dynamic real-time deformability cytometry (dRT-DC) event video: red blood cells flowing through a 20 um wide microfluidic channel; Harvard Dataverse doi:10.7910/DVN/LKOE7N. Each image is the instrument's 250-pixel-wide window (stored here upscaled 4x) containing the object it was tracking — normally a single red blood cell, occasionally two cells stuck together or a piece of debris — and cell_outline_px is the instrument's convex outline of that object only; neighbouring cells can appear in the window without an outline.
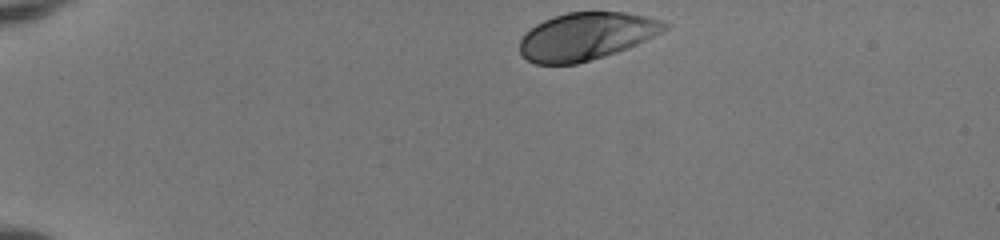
{"species": "human", "species_latin": "Homo sapiens", "temperature_condition": "room temperature", "stored_images_in_passage": 38, "camera_frame_rate_fps": 3000, "um_per_image_px": 0.085, "donor": {"sex": "female"}, "frame": {"image": 1, "passage_image": 1, "time_ms": 0.0, "image_size_px": [1000, 240], "cell_outline_px": [[668, 28], [628, 48], [604, 56], [576, 64], [536, 64], [528, 60], [520, 52], [520, 40], [524, 32], [528, 28], [552, 16], [568, 12], [624, 12], [644, 16], [660, 20], [668, 24]], "centroid_in_image_um": [49.77, 3.08], "position_along_channel_um": 35.2, "area_um2": 39.88}}
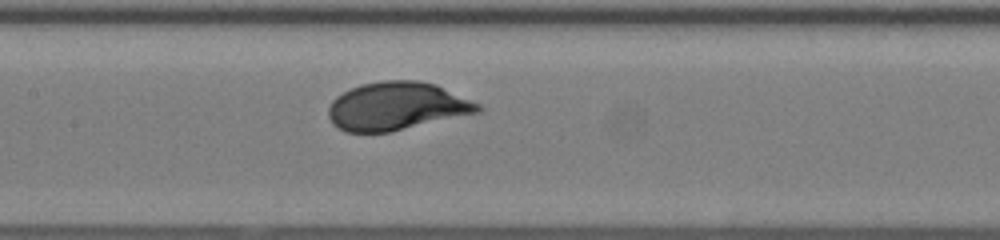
{"frame": {"image": 2, "passage_image": 17, "time_ms": 5.333, "image_size_px": [1000, 240], "cell_outline_px": [[484, 108], [480, 112], [392, 132], [344, 132], [332, 124], [328, 116], [328, 108], [332, 100], [336, 96], [360, 84], [384, 80], [420, 80], [436, 84], [480, 104]], "centroid_in_image_um": [33.72, 9.03], "position_along_channel_um": 173.7, "area_um2": 42.19}}
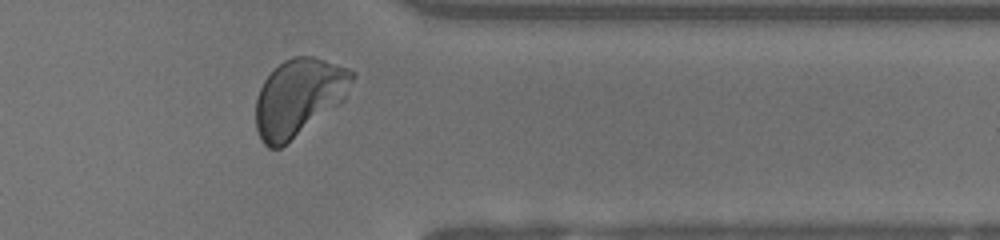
{"frame": {"image": 3, "passage_image": 33, "time_ms": 10.667, "image_size_px": [1000, 240], "cell_outline_px": [[356, 76], [352, 80], [280, 148], [268, 148], [260, 140], [256, 128], [256, 100], [260, 88], [264, 80], [284, 60], [292, 56], [312, 56], [348, 68], [356, 72]], "centroid_in_image_um": [25.2, 8.19], "position_along_channel_um": 386.2, "area_um2": 39.71}, "authors_computed_cell_mechanics": {"area_um2": 40.8357, "velocity_mm_per_s": 4.0455, "shape_relaxation_time_tau1_ms": 1.6195, "shape_relaxation_time_tau2_ms": null, "deformation_change_tau1": 0.1395, "deformation_change_tau2": null}}